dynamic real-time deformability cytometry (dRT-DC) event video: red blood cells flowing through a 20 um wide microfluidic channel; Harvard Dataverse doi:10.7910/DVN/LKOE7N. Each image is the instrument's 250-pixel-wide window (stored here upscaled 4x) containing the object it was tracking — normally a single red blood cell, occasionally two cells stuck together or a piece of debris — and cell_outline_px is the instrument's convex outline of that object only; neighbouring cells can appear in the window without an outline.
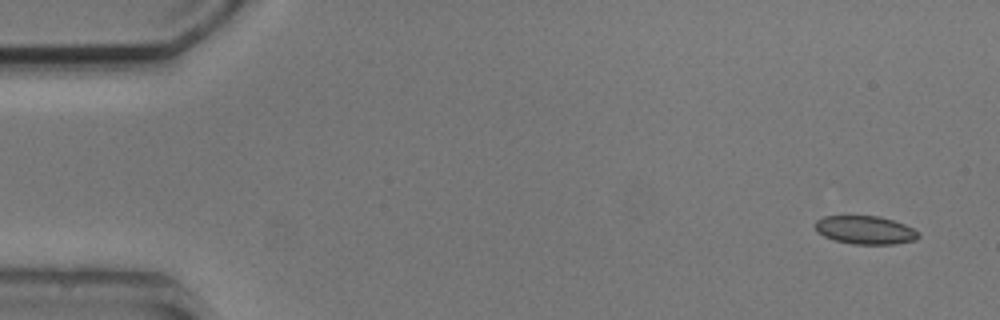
{"species": "common noctule bat (a hibernating species)", "species_latin": "Nyctalus noctula", "temperature_condition": "cold", "stored_images_in_passage": 7, "camera_frame_rate_fps": 3000, "um_per_image_px": 0.085, "animal": {"sex": "male", "body_mass_g": 20.5, "forearm_length_mm": 52.5}, "frame": {"image": 1, "passage_image": 1, "time_ms": 0.0, "image_size_px": [1000, 320], "cell_outline_px": [[920, 236], [916, 240], [892, 244], [852, 244], [832, 240], [816, 232], [816, 220], [824, 216], [880, 216], [904, 224], [920, 232]], "centroid_in_image_um": [73.54, 19.56], "position_along_channel_um": 11.5, "area_um2": 17.11}}
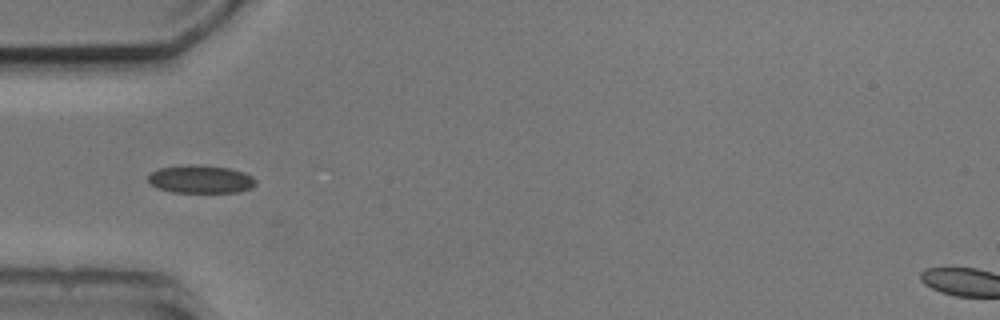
{"frame": {"image": 2, "passage_image": 5, "time_ms": 4.667, "image_size_px": [1000, 320], "cell_outline_px": [[256, 184], [252, 188], [236, 192], [172, 192], [156, 188], [148, 180], [148, 176], [152, 172], [160, 168], [184, 164], [204, 164], [228, 168], [244, 172], [252, 176], [256, 180]], "centroid_in_image_um": [17.07, 15.22], "position_along_channel_um": 67.9, "area_um2": 17.74}}